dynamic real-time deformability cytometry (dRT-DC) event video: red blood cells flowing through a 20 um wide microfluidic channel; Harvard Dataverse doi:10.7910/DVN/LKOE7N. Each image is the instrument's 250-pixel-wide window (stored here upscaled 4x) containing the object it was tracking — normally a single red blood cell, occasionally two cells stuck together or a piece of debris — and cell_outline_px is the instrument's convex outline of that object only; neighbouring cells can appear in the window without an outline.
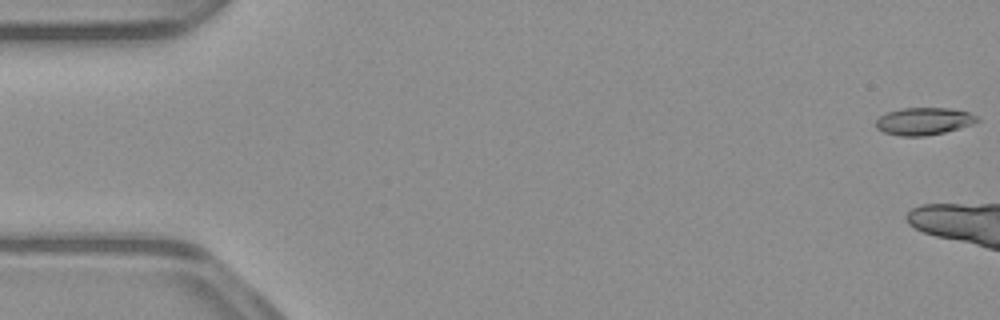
{"species": "common noctule bat (a hibernating species)", "species_latin": "Nyctalus noctula", "temperature_condition": "warm", "stored_images_in_passage": 6, "camera_frame_rate_fps": 3000, "um_per_image_px": 0.085, "animal": {"sex": "male", "body_mass_g": 23.1, "forearm_length_mm": 52.7}, "frame": {"image": 1, "passage_image": 1, "time_ms": 0.0, "image_size_px": [1000, 320], "cell_outline_px": [[980, 120], [972, 124], [960, 128], [944, 132], [924, 136], [900, 136], [884, 132], [876, 128], [876, 120], [880, 116], [888, 112], [900, 108], [948, 108], [968, 112], [976, 116]], "centroid_in_image_um": [78.51, 10.3], "position_along_channel_um": 6.5, "area_um2": 16.07}}